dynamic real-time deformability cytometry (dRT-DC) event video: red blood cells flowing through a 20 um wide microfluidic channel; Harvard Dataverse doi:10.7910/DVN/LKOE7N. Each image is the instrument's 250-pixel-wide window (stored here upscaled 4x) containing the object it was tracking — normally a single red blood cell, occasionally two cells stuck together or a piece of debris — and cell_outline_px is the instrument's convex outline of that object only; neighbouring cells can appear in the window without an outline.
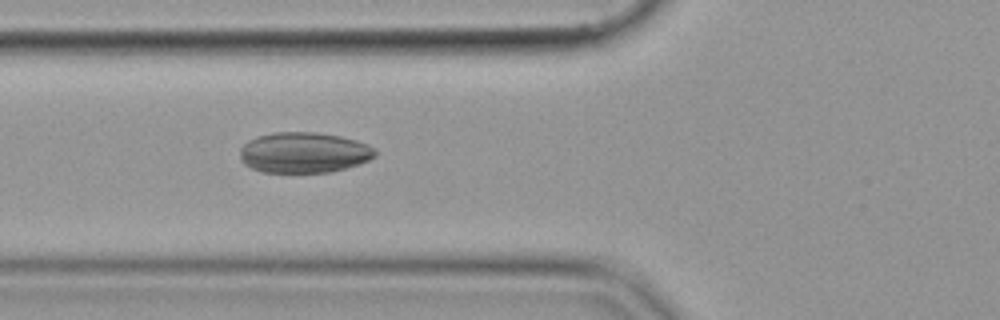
{"species": "common noctule bat (a hibernating species)", "species_latin": "Nyctalus noctula", "temperature_condition": "cold", "stored_images_in_passage": 35, "camera_frame_rate_fps": 3000, "um_per_image_px": 0.085, "animal": {"sex": "female", "body_mass_g": 19.9}, "frame": {"image": 1, "passage_image": 9, "time_ms": 2.667, "image_size_px": [1000, 320], "cell_outline_px": [[376, 156], [360, 164], [332, 172], [260, 172], [244, 164], [240, 160], [240, 148], [248, 140], [256, 136], [272, 132], [316, 132], [340, 136], [356, 140], [368, 144], [376, 148]], "centroid_in_image_um": [25.83, 12.96], "position_along_channel_um": 100.0, "area_um2": 32.37}}
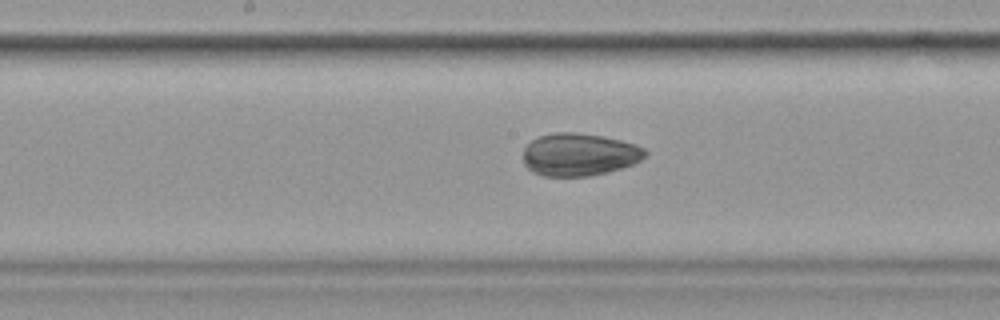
{"frame": {"image": 2, "passage_image": 17, "time_ms": 5.333, "image_size_px": [1000, 320], "cell_outline_px": [[648, 152], [640, 160], [632, 164], [620, 168], [588, 176], [544, 176], [532, 172], [524, 164], [524, 148], [532, 140], [540, 136], [556, 132], [576, 132], [604, 136], [636, 144], [644, 148]], "centroid_in_image_um": [49.22, 13.12], "position_along_channel_um": 199.0, "area_um2": 30.17}}
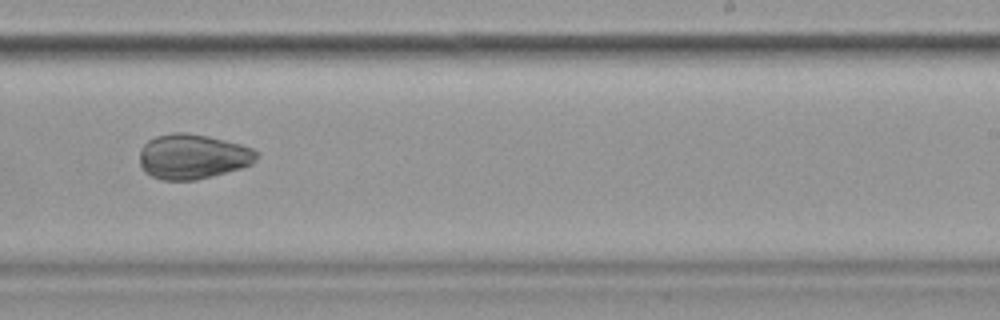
{"frame": {"image": 3, "passage_image": 23, "time_ms": 7.333, "image_size_px": [1000, 320], "cell_outline_px": [[260, 152], [252, 164], [240, 168], [212, 176], [196, 180], [160, 180], [144, 172], [140, 164], [140, 148], [148, 140], [156, 136], [172, 132], [184, 132], [208, 136], [240, 144], [252, 148]], "centroid_in_image_um": [16.36, 13.3], "position_along_channel_um": 272.6, "area_um2": 30.75}}